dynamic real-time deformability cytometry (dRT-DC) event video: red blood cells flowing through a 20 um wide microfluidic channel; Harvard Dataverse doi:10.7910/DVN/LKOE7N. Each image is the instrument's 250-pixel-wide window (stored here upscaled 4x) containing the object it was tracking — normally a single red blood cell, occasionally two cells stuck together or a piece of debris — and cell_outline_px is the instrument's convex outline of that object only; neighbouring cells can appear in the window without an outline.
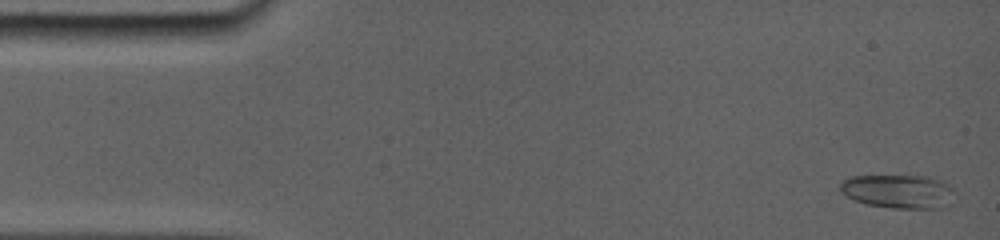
{"species": "common noctule bat (a hibernating species)", "species_latin": "Nyctalus noctula", "temperature_condition": "room temperature", "stored_images_in_passage": 14, "camera_frame_rate_fps": 5000, "um_per_image_px": 0.085, "animal": {"sex": "female", "body_mass_g": 19.0, "forearm_length_mm": 56.7}, "frame": {"image": 1, "passage_image": 1, "time_ms": 0.0, "image_size_px": [1000, 240], "cell_outline_px": [[952, 204], [944, 208], [892, 208], [864, 204], [852, 200], [840, 192], [840, 184], [844, 180], [852, 176], [916, 176], [932, 180], [940, 184]], "centroid_in_image_um": [76.12, 16.31], "position_along_channel_um": 8.9, "area_um2": 21.39}}
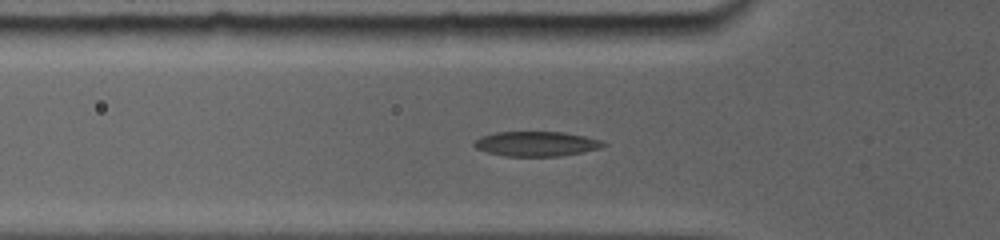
{"frame": {"image": 2, "passage_image": 7, "time_ms": 4.8, "image_size_px": [1000, 240], "cell_outline_px": [[604, 144], [600, 148], [560, 156], [504, 156], [488, 152], [476, 148], [472, 144], [476, 140], [484, 136], [500, 132], [560, 132], [584, 136], [600, 140]], "centroid_in_image_um": [45.56, 12.23], "position_along_channel_um": 80.2, "area_um2": 18.21}}
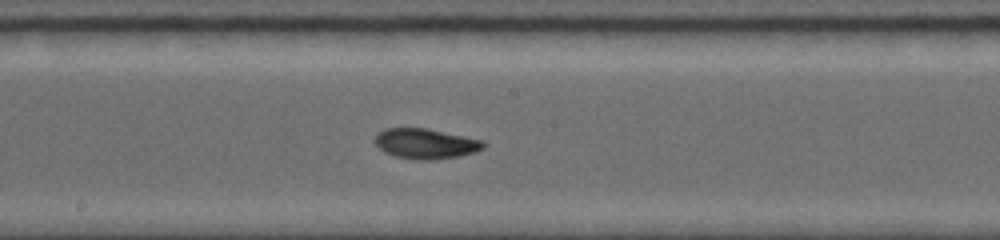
{"frame": {"image": 3, "passage_image": 14, "time_ms": 8.2, "image_size_px": [1000, 240], "cell_outline_px": [[484, 144], [480, 148], [472, 152], [456, 156], [428, 160], [420, 160], [396, 156], [384, 152], [376, 144], [376, 136], [384, 128], [424, 128], [484, 140]], "centroid_in_image_um": [36.14, 12.2], "position_along_channel_um": 212.1, "area_um2": 18.5}}